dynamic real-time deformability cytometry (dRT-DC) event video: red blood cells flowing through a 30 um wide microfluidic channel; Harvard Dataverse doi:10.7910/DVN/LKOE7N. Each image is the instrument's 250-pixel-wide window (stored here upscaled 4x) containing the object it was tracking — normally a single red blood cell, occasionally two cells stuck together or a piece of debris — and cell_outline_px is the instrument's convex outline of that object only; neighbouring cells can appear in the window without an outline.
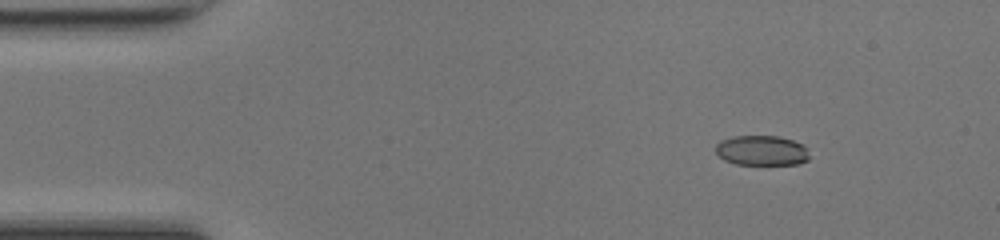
{"species": "common noctule bat (a hibernating species)", "species_latin": "Nyctalus noctula", "temperature_condition": "room temperature", "stored_images_in_passage": 43, "camera_frame_rate_fps": 3000, "um_per_image_px": 0.085, "animal": {"sex": "female", "body_mass_g": 17.0, "forearm_length_mm": 48.0}, "frame": {"image": 1, "passage_image": 1, "time_ms": 0.0, "image_size_px": [1000, 240], "cell_outline_px": [[808, 160], [800, 164], [736, 164], [724, 160], [716, 152], [716, 144], [720, 140], [732, 136], [776, 136], [792, 140], [804, 144], [808, 148]], "centroid_in_image_um": [64.76, 12.79], "position_along_channel_um": 20.2, "area_um2": 16.47}}
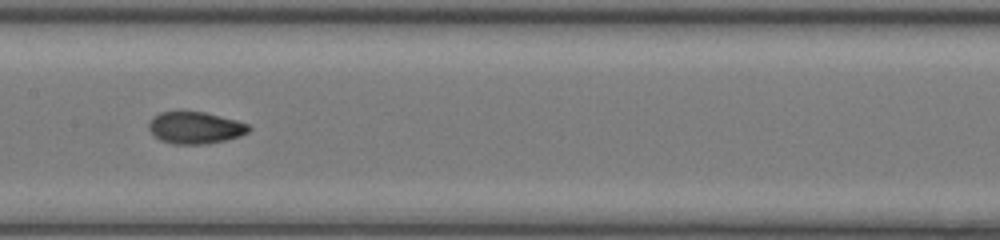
{"frame": {"image": 2, "passage_image": 19, "time_ms": 6.0, "image_size_px": [1000, 240], "cell_outline_px": [[252, 128], [248, 132], [240, 136], [208, 144], [172, 144], [160, 140], [152, 136], [148, 128], [148, 120], [152, 116], [160, 112], [204, 112], [236, 120], [248, 124]], "centroid_in_image_um": [16.55, 10.87], "position_along_channel_um": 190.9, "area_um2": 18.79}}
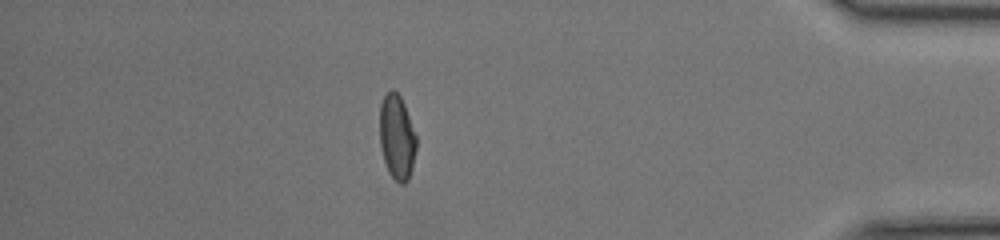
{"frame": {"image": 3, "passage_image": 37, "time_ms": 12.0, "image_size_px": [1000, 240], "cell_outline_px": [[416, 148], [412, 168], [408, 180], [404, 184], [400, 184], [388, 172], [380, 148], [380, 104], [384, 96], [392, 88], [400, 96], [404, 104], [416, 136]], "centroid_in_image_um": [33.73, 11.67], "position_along_channel_um": 401.5, "area_um2": 18.03}, "authors_computed_cell_mechanics": {"area_um2": 18.3226, "velocity_mm_per_s": 4.2837, "shape_relaxation_time_tau1_ms": 4.7956, "shape_relaxation_time_tau2_ms": 1.3779, "deformation_change_tau1": 0.174, "deformation_change_tau2": 0.0517}}